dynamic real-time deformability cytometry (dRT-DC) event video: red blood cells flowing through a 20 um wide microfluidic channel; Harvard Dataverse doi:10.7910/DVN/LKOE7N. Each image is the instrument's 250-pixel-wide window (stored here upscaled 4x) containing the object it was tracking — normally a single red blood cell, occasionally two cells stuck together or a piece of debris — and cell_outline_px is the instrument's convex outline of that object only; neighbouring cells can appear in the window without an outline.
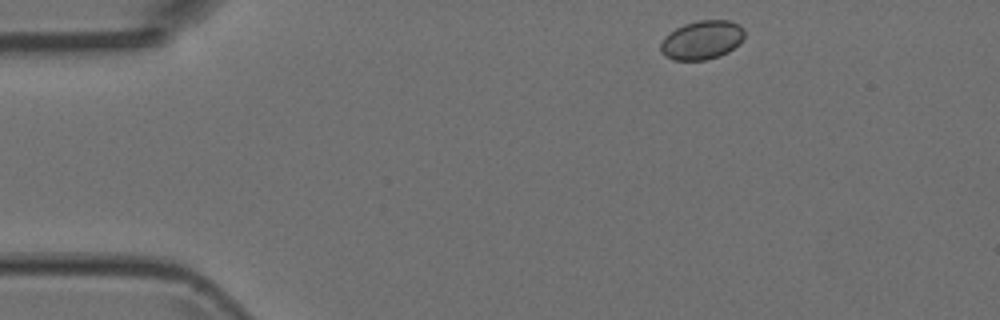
{"species": "Egyptian fruit bat (a non-hibernating species)", "species_latin": "Rousettus aegyptiacus", "temperature_condition": "room temperature", "stored_images_in_passage": 4, "camera_frame_rate_fps": 3000, "um_per_image_px": 0.085, "animal": {"sex": "female"}, "frame": {"image": 1, "passage_image": 1, "time_ms": 0.0, "image_size_px": [1000, 320], "cell_outline_px": [[744, 36], [740, 44], [728, 52], [720, 56], [704, 60], [672, 60], [664, 56], [660, 52], [660, 44], [664, 36], [676, 28], [684, 24], [696, 20], [728, 20], [740, 24], [744, 28]], "centroid_in_image_um": [59.66, 3.4], "position_along_channel_um": 25.3, "area_um2": 19.31}}